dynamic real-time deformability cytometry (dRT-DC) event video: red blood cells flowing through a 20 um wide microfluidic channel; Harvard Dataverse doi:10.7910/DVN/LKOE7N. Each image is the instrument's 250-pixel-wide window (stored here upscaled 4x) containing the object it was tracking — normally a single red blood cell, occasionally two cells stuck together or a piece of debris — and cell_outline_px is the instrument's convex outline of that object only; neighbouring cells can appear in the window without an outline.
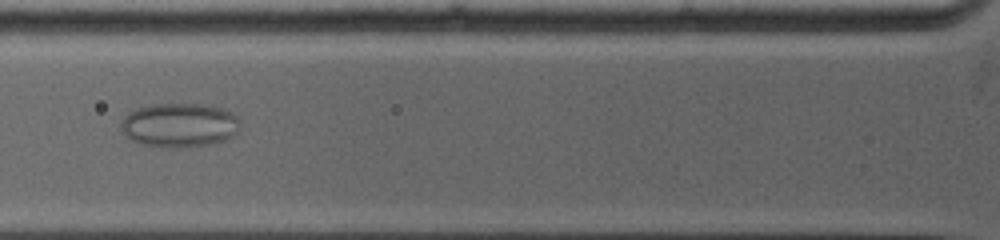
{"species": "common noctule bat (a hibernating species)", "species_latin": "Nyctalus noctula", "temperature_condition": "warm", "stored_images_in_passage": 5, "camera_frame_rate_fps": 5000, "um_per_image_px": 0.085, "animal": {"sex": "female", "body_mass_g": 19.0, "forearm_length_mm": 53.3}, "frame": {"image": 1, "passage_image": 4, "time_ms": 2.0, "image_size_px": [1000, 240], "cell_outline_px": [[240, 124], [236, 132], [232, 136], [224, 140], [208, 144], [140, 144], [132, 140], [120, 128], [120, 124], [124, 116], [128, 112], [136, 108], [152, 104], [204, 104], [220, 108], [232, 112], [240, 120]], "centroid_in_image_um": [15.25, 10.56], "position_along_channel_um": 110.6, "area_um2": 29.59}}